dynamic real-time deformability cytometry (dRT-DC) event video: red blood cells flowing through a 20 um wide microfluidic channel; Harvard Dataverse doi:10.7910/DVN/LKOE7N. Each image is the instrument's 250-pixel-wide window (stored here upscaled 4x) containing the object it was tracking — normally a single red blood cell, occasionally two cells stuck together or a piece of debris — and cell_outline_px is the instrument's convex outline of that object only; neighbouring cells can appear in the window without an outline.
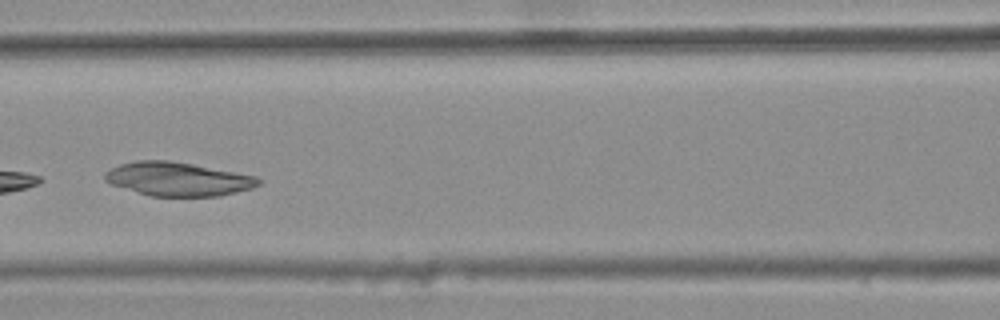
{"species": "common noctule bat (a hibernating species)", "species_latin": "Nyctalus noctula", "temperature_condition": "warm", "stored_images_in_passage": 5, "camera_frame_rate_fps": 3000, "um_per_image_px": 0.085, "animal": {"sex": "female", "body_mass_g": 25.1}, "frame": {"image": 1, "passage_image": 5, "time_ms": 1.333, "image_size_px": [1000, 320], "cell_outline_px": [[264, 180], [260, 184], [252, 188], [220, 196], [152, 196], [112, 184], [104, 180], [104, 172], [120, 164], [136, 160], [168, 160], [192, 164], [256, 176]], "centroid_in_image_um": [15.14, 15.21], "position_along_channel_um": 151.5, "area_um2": 30.0}}